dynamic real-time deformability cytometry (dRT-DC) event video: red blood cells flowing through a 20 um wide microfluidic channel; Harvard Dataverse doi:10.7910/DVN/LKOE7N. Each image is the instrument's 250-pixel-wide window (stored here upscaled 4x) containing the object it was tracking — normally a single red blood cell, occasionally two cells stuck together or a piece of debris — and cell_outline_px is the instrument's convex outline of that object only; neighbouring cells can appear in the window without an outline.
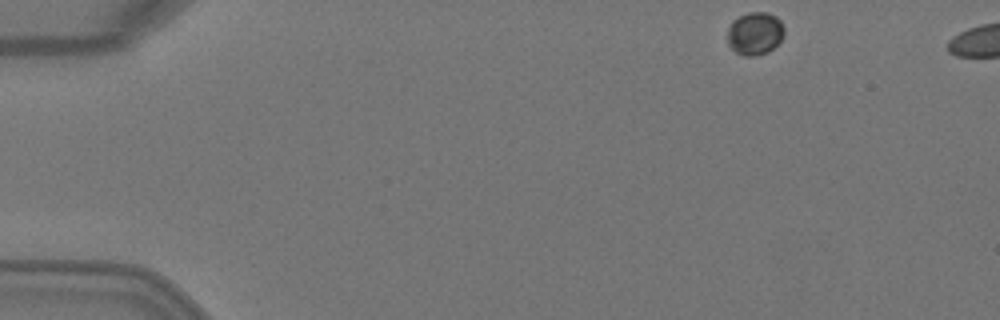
{"species": "Egyptian fruit bat (a non-hibernating species)", "species_latin": "Rousettus aegyptiacus", "temperature_condition": "warm", "stored_images_in_passage": 2, "camera_frame_rate_fps": 3000, "um_per_image_px": 0.085, "animal": {"sex": "female"}, "frame": {"image": 1, "passage_image": 1, "time_ms": 0.0, "image_size_px": [1000, 320], "cell_outline_px": [[784, 36], [768, 52], [752, 56], [744, 56], [736, 52], [728, 44], [728, 28], [732, 20], [748, 12], [768, 12], [776, 16], [780, 20], [784, 28]], "centroid_in_image_um": [64.17, 2.83], "position_along_channel_um": 20.8, "area_um2": 14.16}}